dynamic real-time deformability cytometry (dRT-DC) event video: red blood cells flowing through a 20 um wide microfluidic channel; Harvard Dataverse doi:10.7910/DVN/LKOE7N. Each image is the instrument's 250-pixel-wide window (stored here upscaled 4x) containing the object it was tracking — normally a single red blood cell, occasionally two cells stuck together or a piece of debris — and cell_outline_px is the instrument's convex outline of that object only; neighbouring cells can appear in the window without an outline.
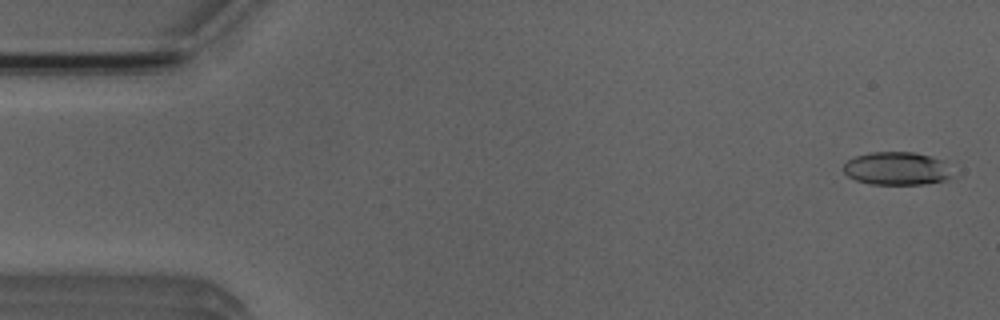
{"species": "Egyptian fruit bat (a non-hibernating species)", "species_latin": "Rousettus aegyptiacus", "temperature_condition": "room temperature", "stored_images_in_passage": 5, "camera_frame_rate_fps": 3000, "um_per_image_px": 0.085, "animal": {"sex": "male"}, "frame": {"image": 1, "passage_image": 1, "time_ms": 0.0, "image_size_px": [1000, 320], "cell_outline_px": [[952, 176], [948, 180], [924, 184], [868, 184], [856, 180], [848, 176], [844, 172], [844, 164], [848, 160], [856, 156], [868, 152], [916, 152], [944, 160]], "centroid_in_image_um": [76.23, 14.32], "position_along_channel_um": 8.8, "area_um2": 21.1}}
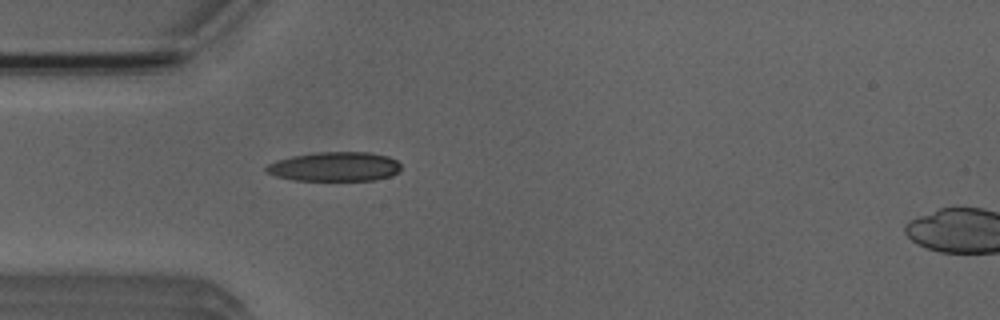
{"frame": {"image": 2, "passage_image": 4, "time_ms": 4.333, "image_size_px": [1000, 320], "cell_outline_px": [[400, 172], [392, 176], [372, 180], [292, 180], [276, 176], [264, 172], [264, 168], [268, 164], [276, 160], [292, 156], [316, 152], [368, 152], [388, 156], [396, 160], [400, 164]], "centroid_in_image_um": [28.44, 14.16], "position_along_channel_um": 56.6, "area_um2": 23.18}}